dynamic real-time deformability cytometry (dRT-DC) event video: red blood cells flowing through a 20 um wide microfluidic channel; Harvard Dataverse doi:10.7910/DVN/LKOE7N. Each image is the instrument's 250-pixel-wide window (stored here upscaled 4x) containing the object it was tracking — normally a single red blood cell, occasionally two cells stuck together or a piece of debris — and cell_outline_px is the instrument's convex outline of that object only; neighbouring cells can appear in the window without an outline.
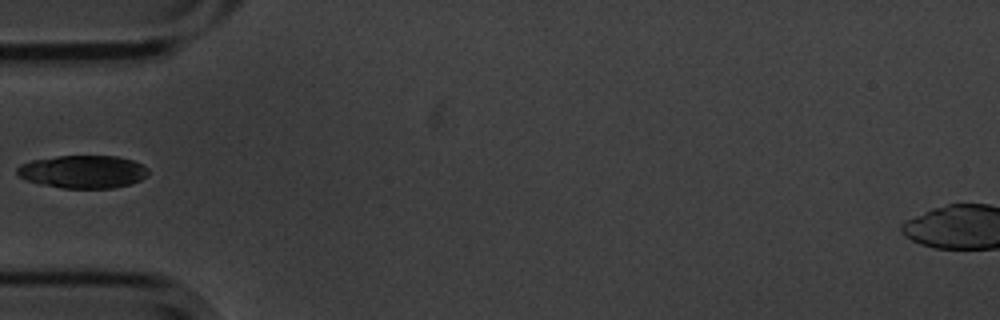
{"species": "common noctule bat (a hibernating species)", "species_latin": "Nyctalus noctula", "temperature_condition": "cold", "stored_images_in_passage": 38, "camera_frame_rate_fps": 3000, "um_per_image_px": 0.085, "animal": {"sex": "male", "body_mass_g": 20.1, "forearm_length_mm": 53.5}, "frame": {"image": 1, "passage_image": 1, "time_ms": 0.0, "image_size_px": [1000, 320], "cell_outline_px": [[148, 176], [140, 180], [128, 184], [112, 188], [64, 188], [44, 184], [28, 180], [20, 176], [16, 172], [16, 168], [20, 164], [32, 160], [56, 156], [116, 156], [132, 160], [148, 168]], "centroid_in_image_um": [7.06, 14.58], "position_along_channel_um": 77.9, "area_um2": 24.91}}
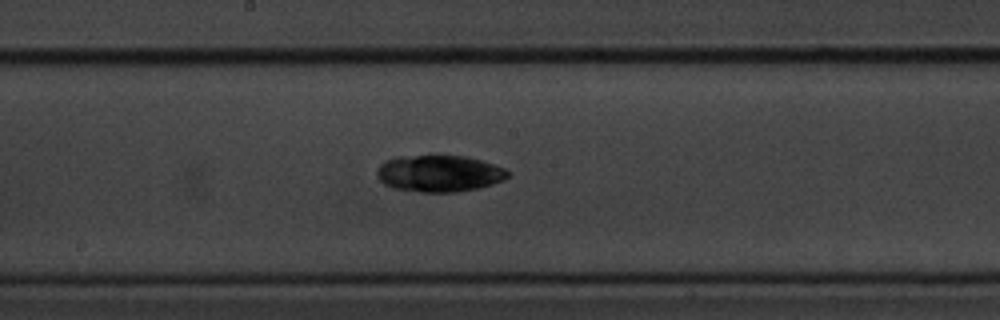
{"frame": {"image": 2, "passage_image": 12, "time_ms": 3.667, "image_size_px": [1000, 320], "cell_outline_px": [[508, 176], [504, 180], [492, 184], [476, 188], [456, 192], [420, 192], [392, 188], [384, 184], [380, 180], [376, 172], [380, 164], [384, 160], [396, 156], [436, 152], [464, 156], [480, 160], [504, 168], [508, 172]], "centroid_in_image_um": [37.27, 14.69], "position_along_channel_um": 210.9, "area_um2": 28.84}}
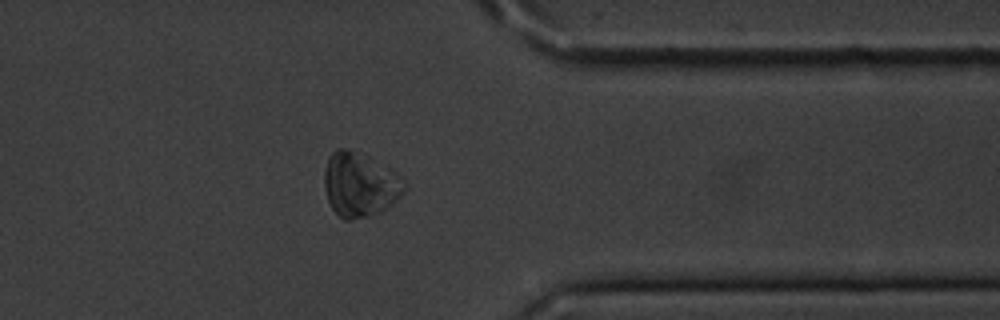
{"frame": {"image": 3, "passage_image": 27, "time_ms": 8.667, "image_size_px": [1000, 320], "cell_outline_px": [[404, 192], [396, 200], [380, 212], [368, 216], [352, 220], [344, 220], [332, 208], [328, 200], [324, 188], [324, 172], [328, 156], [336, 148], [344, 148], [364, 152], [388, 168], [404, 180]], "centroid_in_image_um": [30.55, 15.66], "position_along_channel_um": 380.9, "area_um2": 30.06}}